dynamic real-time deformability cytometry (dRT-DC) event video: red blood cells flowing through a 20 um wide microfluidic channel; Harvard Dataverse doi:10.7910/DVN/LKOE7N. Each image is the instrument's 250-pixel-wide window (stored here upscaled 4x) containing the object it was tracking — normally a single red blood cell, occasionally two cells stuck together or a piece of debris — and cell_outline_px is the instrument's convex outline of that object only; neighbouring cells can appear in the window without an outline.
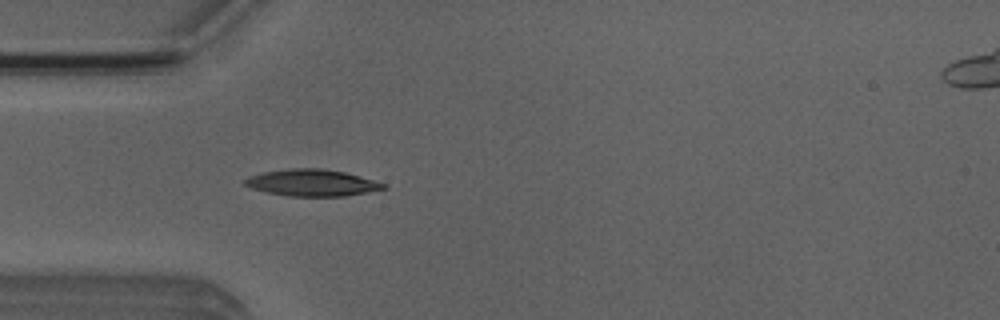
{"species": "Egyptian fruit bat (a non-hibernating species)", "species_latin": "Rousettus aegyptiacus", "temperature_condition": "room temperature", "stored_images_in_passage": 38, "camera_frame_rate_fps": 3000, "um_per_image_px": 0.085, "animal": {"sex": "male"}, "frame": {"image": 1, "passage_image": 1, "time_ms": 0.0, "image_size_px": [1000, 320], "cell_outline_px": [[388, 188], [368, 192], [344, 196], [288, 196], [264, 192], [252, 188], [244, 184], [240, 180], [248, 176], [264, 172], [292, 168], [320, 168], [344, 172], [360, 176], [388, 184]], "centroid_in_image_um": [26.51, 15.54], "position_along_channel_um": 58.5, "area_um2": 21.73}}
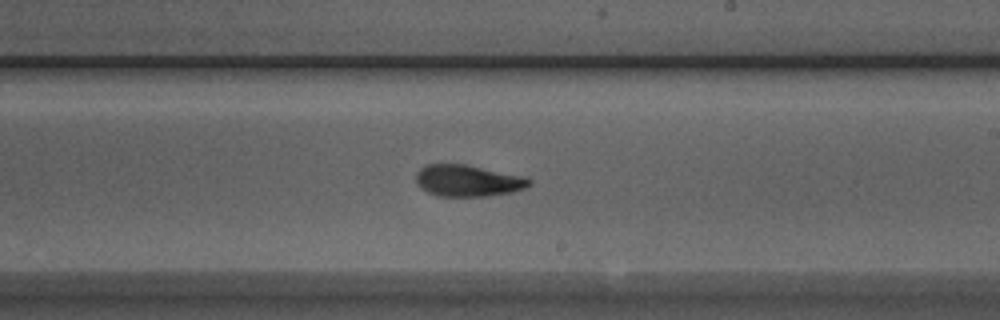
{"frame": {"image": 2, "passage_image": 16, "time_ms": 5.0, "image_size_px": [1000, 320], "cell_outline_px": [[532, 184], [524, 188], [512, 192], [488, 196], [436, 196], [420, 188], [416, 184], [416, 172], [420, 168], [428, 164], [464, 164], [520, 176], [532, 180]], "centroid_in_image_um": [39.71, 15.37], "position_along_channel_um": 249.3, "area_um2": 20.69}}
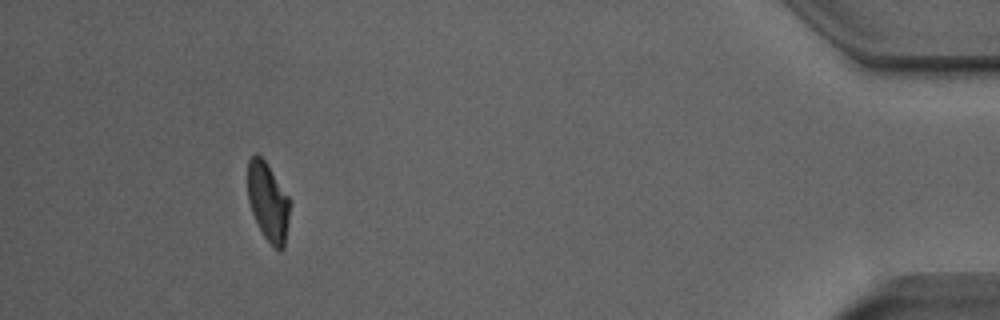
{"frame": {"image": 3, "passage_image": 34, "time_ms": 11.0, "image_size_px": [1000, 320], "cell_outline_px": [[292, 200], [284, 248], [280, 252], [264, 236], [252, 212], [248, 200], [248, 160], [256, 152], [264, 160]], "centroid_in_image_um": [22.81, 17.15], "position_along_channel_um": 412.4, "area_um2": 19.31}, "authors_computed_cell_mechanics": {"area_um2": 20.6635, "velocity_mm_per_s": 3.8654, "shape_relaxation_time_tau1_ms": 4.5998, "shape_relaxation_time_tau2_ms": 2.4408, "deformation_change_tau1": 0.1608, "deformation_change_tau2": 0.0879}}